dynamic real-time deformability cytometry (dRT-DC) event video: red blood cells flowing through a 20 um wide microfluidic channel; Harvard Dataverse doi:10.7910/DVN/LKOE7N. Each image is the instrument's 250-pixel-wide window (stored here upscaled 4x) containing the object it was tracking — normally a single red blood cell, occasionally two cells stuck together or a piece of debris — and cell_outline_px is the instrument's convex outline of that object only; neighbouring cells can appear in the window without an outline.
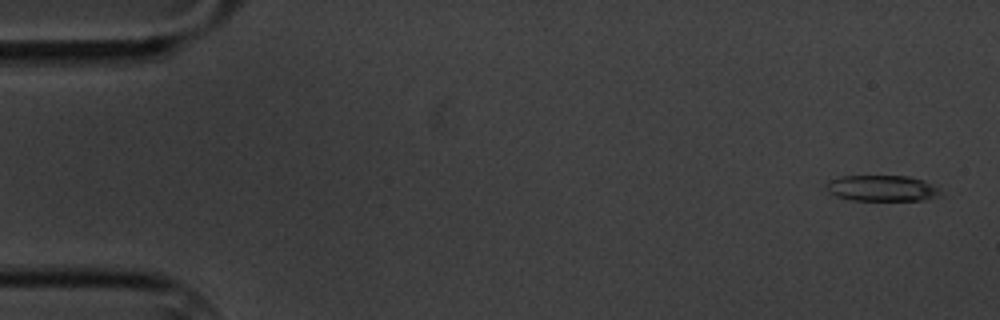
{"species": "common noctule bat (a hibernating species)", "species_latin": "Nyctalus noctula", "temperature_condition": "cold", "stored_images_in_passage": 4, "camera_frame_rate_fps": 3000, "um_per_image_px": 0.085, "animal": {"sex": "male", "body_mass_g": 20.1, "forearm_length_mm": 53.5}, "frame": {"image": 1, "passage_image": 1, "time_ms": 0.0, "image_size_px": [1000, 320], "cell_outline_px": [[944, 196], [924, 200], [852, 200], [836, 196], [828, 192], [828, 180], [840, 176], [908, 176], [924, 180], [940, 188]], "centroid_in_image_um": [75.05, 16.0], "position_along_channel_um": 10.0, "area_um2": 17.46}}